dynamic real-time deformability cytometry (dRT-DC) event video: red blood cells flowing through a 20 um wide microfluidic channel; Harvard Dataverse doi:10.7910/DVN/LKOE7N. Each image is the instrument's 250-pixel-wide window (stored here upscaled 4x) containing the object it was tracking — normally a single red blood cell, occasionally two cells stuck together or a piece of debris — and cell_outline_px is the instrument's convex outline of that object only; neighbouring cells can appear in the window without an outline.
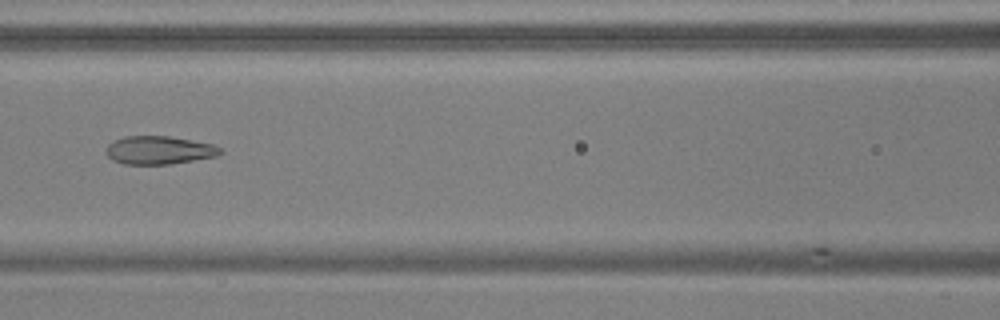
{"species": "common noctule bat (a hibernating species)", "species_latin": "Nyctalus noctula", "temperature_condition": "warm", "stored_images_in_passage": 36, "camera_frame_rate_fps": 3000, "um_per_image_px": 0.085, "animal": {"sex": "male", "body_mass_g": 17.9, "forearm_length_mm": 54.2}, "frame": {"image": 1, "passage_image": 10, "time_ms": 3.0, "image_size_px": [1000, 320], "cell_outline_px": [[224, 152], [216, 156], [168, 164], [124, 164], [112, 160], [108, 156], [108, 144], [124, 136], [168, 136], [212, 144], [220, 148]], "centroid_in_image_um": [13.52, 12.76], "position_along_channel_um": 153.1, "area_um2": 18.44}}
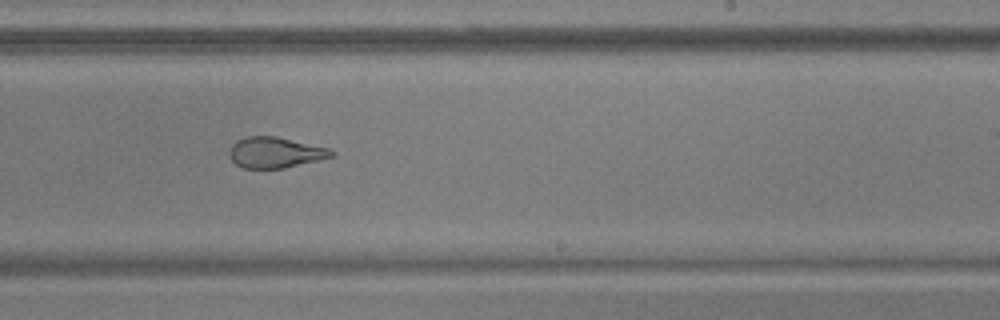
{"frame": {"image": 2, "passage_image": 19, "time_ms": 6.0, "image_size_px": [1000, 320], "cell_outline_px": [[336, 156], [284, 168], [244, 168], [236, 164], [228, 156], [228, 148], [236, 140], [248, 136], [276, 136], [328, 148], [336, 152]], "centroid_in_image_um": [23.38, 12.96], "position_along_channel_um": 265.6, "area_um2": 18.44}}
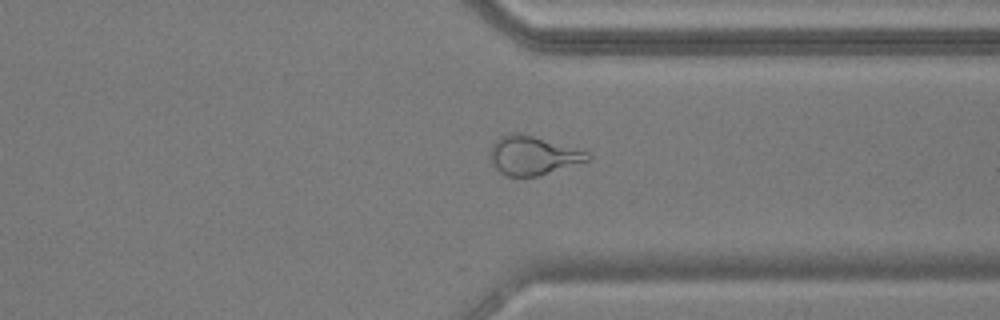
{"frame": {"image": 3, "passage_image": 27, "time_ms": 8.667, "image_size_px": [1000, 320], "cell_outline_px": [[592, 160], [536, 176], [508, 176], [500, 172], [492, 164], [488, 152], [492, 144], [500, 136], [508, 132], [520, 132], [588, 152], [592, 156]], "centroid_in_image_um": [45.27, 13.2], "position_along_channel_um": 366.1, "area_um2": 22.14}, "authors_computed_cell_mechanics": {"area_um2": 19.3919, "velocity_mm_per_s": 3.7602, "shape_relaxation_time_tau1_ms": null, "shape_relaxation_time_tau2_ms": 1.5032, "deformation_change_tau1": null, "deformation_change_tau2": 0.0437}}